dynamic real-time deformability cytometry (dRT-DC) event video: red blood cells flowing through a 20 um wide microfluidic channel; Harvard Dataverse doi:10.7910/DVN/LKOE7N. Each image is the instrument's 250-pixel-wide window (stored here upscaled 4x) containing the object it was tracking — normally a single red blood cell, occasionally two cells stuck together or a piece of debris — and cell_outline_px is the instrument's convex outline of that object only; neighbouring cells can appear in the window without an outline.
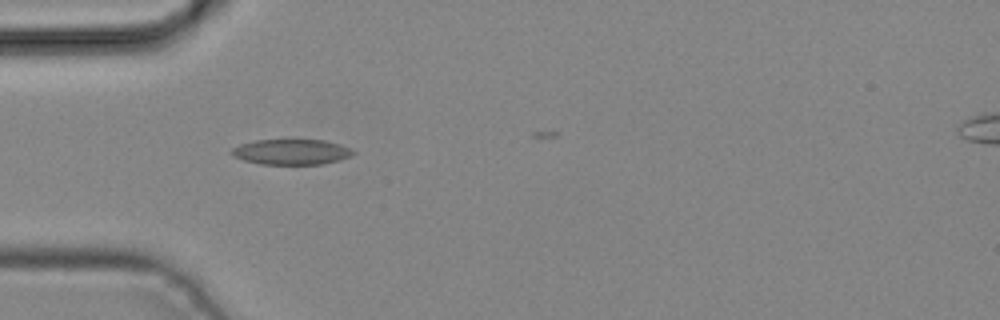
{"species": "common noctule bat (a hibernating species)", "species_latin": "Nyctalus noctula", "temperature_condition": "cold", "stored_images_in_passage": 5, "camera_frame_rate_fps": 3000, "um_per_image_px": 0.085, "animal": {"sex": "male", "body_mass_g": 19.2, "forearm_length_mm": 51.8}, "frame": {"image": 1, "passage_image": 4, "time_ms": 1.0, "image_size_px": [1000, 320], "cell_outline_px": [[356, 152], [340, 160], [324, 164], [260, 164], [244, 160], [232, 156], [228, 152], [232, 148], [240, 144], [256, 140], [324, 140], [340, 144]], "centroid_in_image_um": [24.72, 12.91], "position_along_channel_um": 60.3, "area_um2": 17.98}}